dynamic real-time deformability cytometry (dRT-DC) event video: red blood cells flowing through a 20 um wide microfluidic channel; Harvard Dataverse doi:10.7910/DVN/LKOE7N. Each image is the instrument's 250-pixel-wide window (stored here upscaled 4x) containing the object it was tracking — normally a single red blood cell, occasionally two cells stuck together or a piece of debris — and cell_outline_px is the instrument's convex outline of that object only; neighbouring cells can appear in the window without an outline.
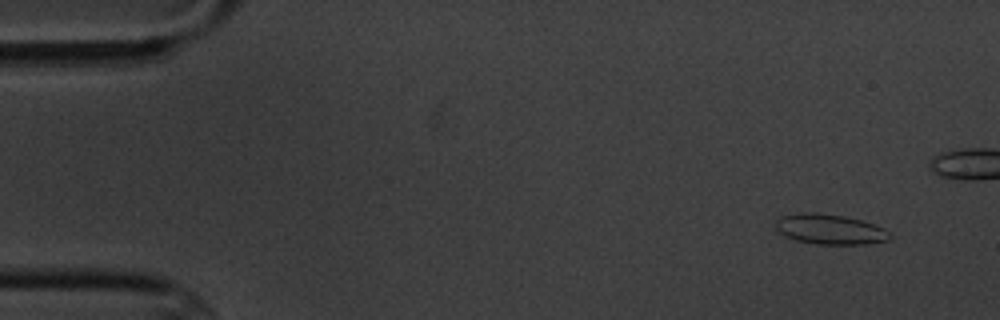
{"species": "common noctule bat (a hibernating species)", "species_latin": "Nyctalus noctula", "temperature_condition": "cold", "stored_images_in_passage": 6, "camera_frame_rate_fps": 3000, "um_per_image_px": 0.085, "animal": {"sex": "male", "body_mass_g": 20.1, "forearm_length_mm": 53.5}, "frame": {"image": 1, "passage_image": 2, "time_ms": 1.0, "image_size_px": [1000, 320], "cell_outline_px": [[892, 236], [888, 240], [868, 244], [816, 244], [796, 240], [784, 236], [776, 228], [776, 220], [780, 216], [800, 212], [816, 212], [844, 216], [860, 220], [884, 228]], "centroid_in_image_um": [70.52, 19.48], "position_along_channel_um": 14.5, "area_um2": 20.06}}